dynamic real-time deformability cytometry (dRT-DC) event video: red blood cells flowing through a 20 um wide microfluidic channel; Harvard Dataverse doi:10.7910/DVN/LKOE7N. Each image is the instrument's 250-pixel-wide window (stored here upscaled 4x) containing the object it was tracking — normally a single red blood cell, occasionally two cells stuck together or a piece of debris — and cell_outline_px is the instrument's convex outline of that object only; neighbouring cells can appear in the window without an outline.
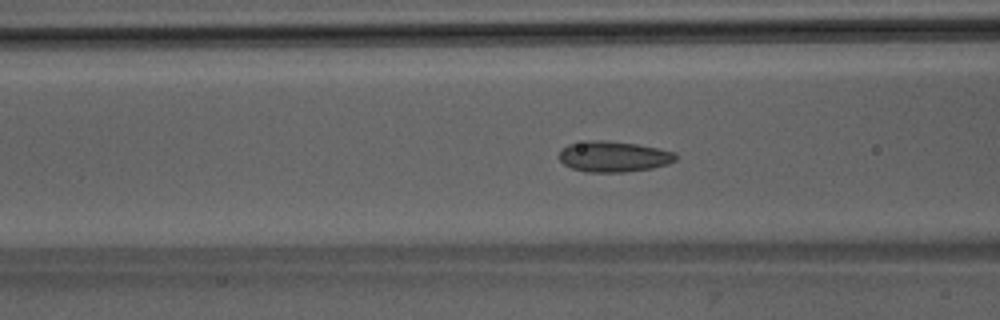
{"species": "Egyptian fruit bat (a non-hibernating species)", "species_latin": "Rousettus aegyptiacus", "temperature_condition": "room temperature", "stored_images_in_passage": 36, "camera_frame_rate_fps": 3000, "um_per_image_px": 0.085, "animal": {"sex": "male"}, "frame": {"image": 1, "passage_image": 5, "time_ms": 1.333, "image_size_px": [1000, 320], "cell_outline_px": [[676, 160], [668, 164], [652, 168], [624, 172], [584, 172], [572, 168], [564, 164], [556, 156], [560, 148], [568, 144], [588, 140], [608, 140], [636, 144], [660, 148], [676, 152]], "centroid_in_image_um": [52.12, 13.3], "position_along_channel_um": 114.5, "area_um2": 21.27}}
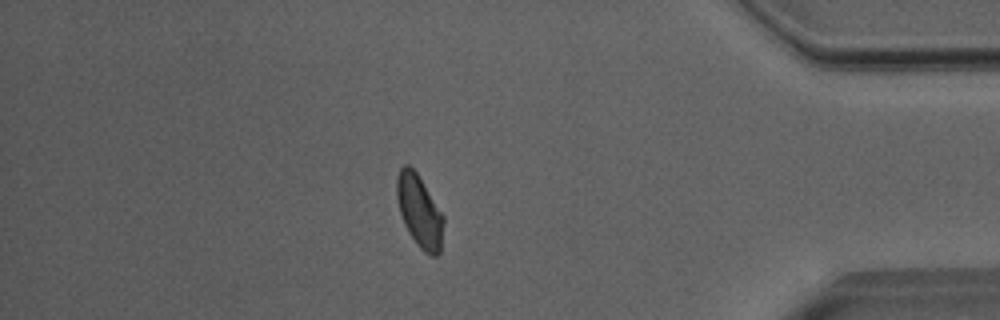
{"frame": {"image": 2, "passage_image": 29, "time_ms": 9.333, "image_size_px": [1000, 320], "cell_outline_px": [[444, 220], [440, 252], [436, 256], [432, 256], [424, 252], [416, 244], [408, 232], [404, 224], [400, 212], [396, 196], [396, 176], [400, 168], [404, 164], [408, 164], [416, 172], [444, 216]], "centroid_in_image_um": [35.64, 17.95], "position_along_channel_um": 399.6, "area_um2": 19.65}}
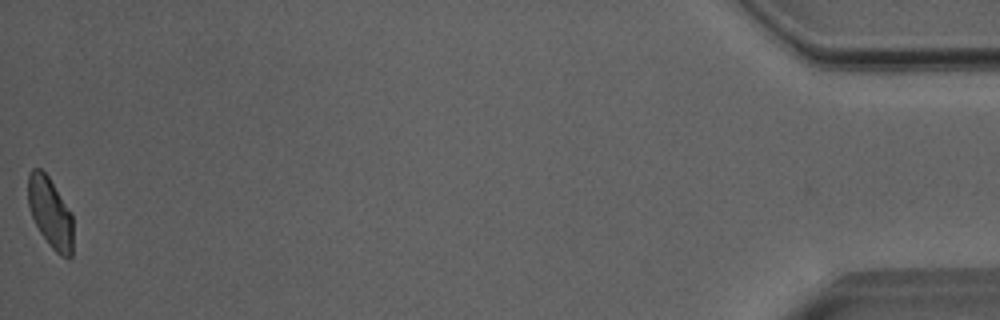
{"frame": {"image": 3, "passage_image": 36, "time_ms": 11.667, "image_size_px": [1000, 320], "cell_outline_px": [[72, 256], [68, 260], [60, 256], [48, 244], [40, 232], [32, 216], [28, 204], [28, 172], [32, 168], [40, 168], [48, 176], [72, 212]], "centroid_in_image_um": [4.28, 18.09], "position_along_channel_um": 430.9, "area_um2": 18.61}, "authors_computed_cell_mechanics": {"area_um2": 19.6809, "velocity_mm_per_s": 4.0055, "shape_relaxation_time_tau1_ms": 5.0824, "shape_relaxation_time_tau2_ms": 1.3052, "deformation_change_tau1": 0.1039, "deformation_change_tau2": 0.055}}